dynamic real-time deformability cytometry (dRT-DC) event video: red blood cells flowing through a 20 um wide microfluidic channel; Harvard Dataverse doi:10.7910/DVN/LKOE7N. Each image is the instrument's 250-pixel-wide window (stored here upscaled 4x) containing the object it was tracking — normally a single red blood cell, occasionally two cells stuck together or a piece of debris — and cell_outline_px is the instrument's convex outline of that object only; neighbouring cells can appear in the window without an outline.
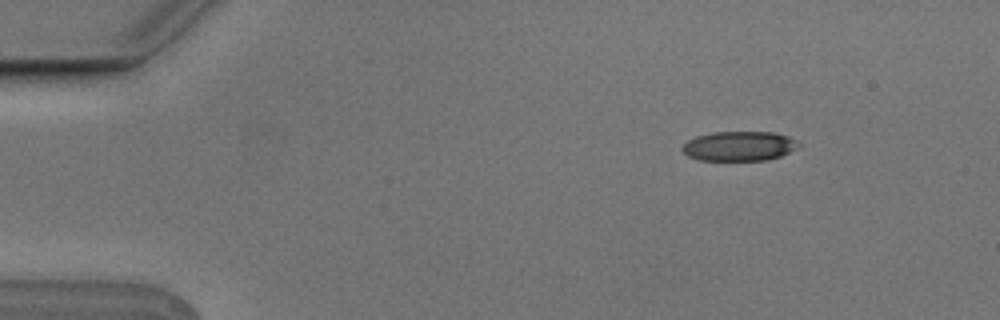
{"species": "Egyptian fruit bat (a non-hibernating species)", "species_latin": "Rousettus aegyptiacus", "temperature_condition": "cold", "stored_images_in_passage": 3, "camera_frame_rate_fps": 3000, "um_per_image_px": 0.085, "animal": {"sex": "male"}, "frame": {"image": 1, "passage_image": 1, "time_ms": 0.0, "image_size_px": [1000, 320], "cell_outline_px": [[800, 144], [796, 148], [780, 156], [768, 160], [700, 160], [688, 156], [680, 148], [688, 140], [696, 136], [712, 132], [772, 132], [788, 136], [796, 140]], "centroid_in_image_um": [62.81, 12.41], "position_along_channel_um": 22.2, "area_um2": 20.0}}
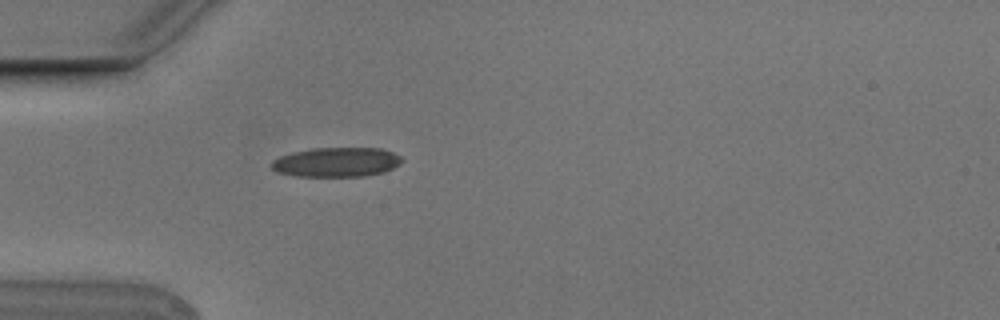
{"frame": {"image": 2, "passage_image": 3, "time_ms": 0.667, "image_size_px": [1000, 320], "cell_outline_px": [[404, 160], [400, 164], [384, 172], [364, 176], [296, 176], [276, 172], [268, 164], [272, 160], [280, 156], [292, 152], [312, 148], [380, 148], [392, 152], [400, 156]], "centroid_in_image_um": [28.57, 13.78], "position_along_channel_um": 56.4, "area_um2": 22.54}}